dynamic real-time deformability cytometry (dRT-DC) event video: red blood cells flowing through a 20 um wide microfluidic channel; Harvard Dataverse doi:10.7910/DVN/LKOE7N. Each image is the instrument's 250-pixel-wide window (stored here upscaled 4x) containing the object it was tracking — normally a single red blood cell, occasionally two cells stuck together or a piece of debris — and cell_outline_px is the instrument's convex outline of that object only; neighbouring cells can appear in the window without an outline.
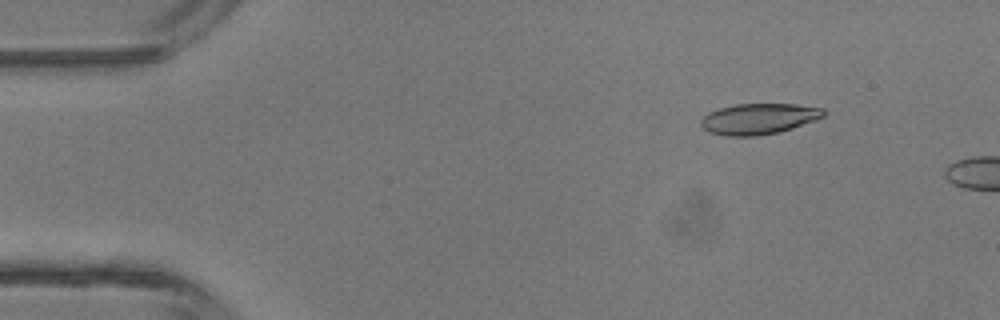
{"species": "common noctule bat (a hibernating species)", "species_latin": "Nyctalus noctula", "temperature_condition": "room temperature", "stored_images_in_passage": 4, "camera_frame_rate_fps": 3000, "um_per_image_px": 0.085, "animal": {"sex": "male", "body_mass_g": 13.3}, "frame": {"image": 1, "passage_image": 1, "time_ms": 0.0, "image_size_px": [1000, 320], "cell_outline_px": [[828, 112], [824, 116], [816, 120], [780, 132], [756, 136], [724, 136], [708, 132], [700, 124], [700, 120], [708, 112], [720, 108], [736, 104], [796, 104], [824, 108]], "centroid_in_image_um": [64.51, 10.1], "position_along_channel_um": 20.5, "area_um2": 22.25}}